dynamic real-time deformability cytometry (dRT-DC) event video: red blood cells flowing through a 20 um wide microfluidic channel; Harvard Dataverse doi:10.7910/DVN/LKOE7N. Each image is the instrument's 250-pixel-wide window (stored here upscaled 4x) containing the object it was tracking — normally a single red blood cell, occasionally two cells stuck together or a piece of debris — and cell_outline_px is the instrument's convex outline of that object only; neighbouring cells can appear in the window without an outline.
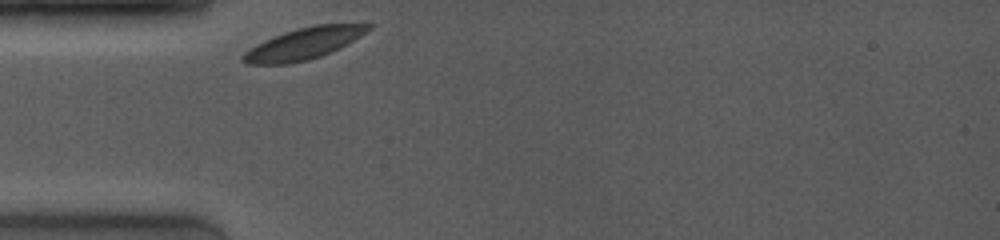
{"species": "common noctule bat (a hibernating species)", "species_latin": "Nyctalus noctula", "temperature_condition": "room temperature", "stored_images_in_passage": 1, "camera_frame_rate_fps": 4000, "um_per_image_px": 0.085, "animal": {"sex": "female", "body_mass_g": 19.0, "forearm_length_mm": 53.3}, "frame": {"image": 1, "passage_image": 1, "time_ms": 0.0, "image_size_px": [1000, 240], "cell_outline_px": [[372, 28], [360, 36], [340, 48], [320, 56], [308, 60], [288, 64], [248, 64], [240, 60], [240, 56], [244, 52], [256, 44], [284, 32], [316, 24], [372, 24]], "centroid_in_image_um": [25.79, 3.72], "position_along_channel_um": 59.2, "area_um2": 22.83}}